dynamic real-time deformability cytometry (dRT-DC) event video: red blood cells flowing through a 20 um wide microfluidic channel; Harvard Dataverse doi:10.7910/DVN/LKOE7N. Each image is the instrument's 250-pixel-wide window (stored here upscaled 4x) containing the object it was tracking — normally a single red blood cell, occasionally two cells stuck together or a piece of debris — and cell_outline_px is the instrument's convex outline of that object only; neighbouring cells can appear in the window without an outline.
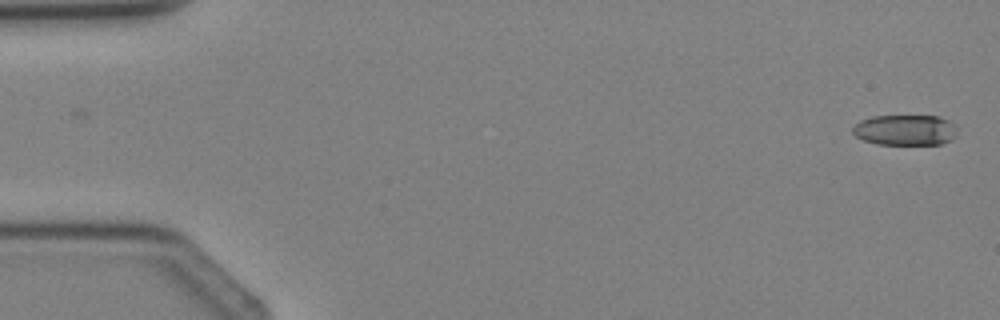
{"species": "Egyptian fruit bat (a non-hibernating species)", "species_latin": "Rousettus aegyptiacus", "temperature_condition": "cold", "stored_images_in_passage": 3, "camera_frame_rate_fps": 3000, "um_per_image_px": 0.085, "animal": {"sex": "female"}, "frame": {"image": 1, "passage_image": 3, "time_ms": 2.333, "image_size_px": [1000, 320], "cell_outline_px": [[956, 136], [940, 144], [876, 144], [864, 140], [856, 136], [852, 132], [852, 128], [860, 120], [872, 116], [940, 116], [956, 124]], "centroid_in_image_um": [76.94, 11.04], "position_along_channel_um": 8.1, "area_um2": 18.67}}